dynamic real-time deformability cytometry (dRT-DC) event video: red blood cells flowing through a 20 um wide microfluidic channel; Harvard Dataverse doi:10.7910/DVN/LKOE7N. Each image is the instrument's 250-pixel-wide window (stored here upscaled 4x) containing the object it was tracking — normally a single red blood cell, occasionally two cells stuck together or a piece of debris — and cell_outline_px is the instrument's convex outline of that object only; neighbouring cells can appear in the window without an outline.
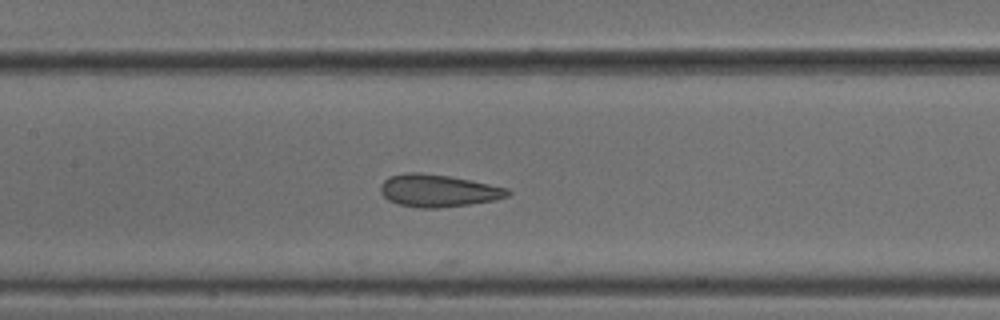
{"species": "common noctule bat (a hibernating species)", "species_latin": "Nyctalus noctula", "temperature_condition": "cold", "stored_images_in_passage": 15, "camera_frame_rate_fps": 3000, "um_per_image_px": 0.085, "animal": {"sex": "male", "body_mass_g": 18.8}, "frame": {"image": 1, "passage_image": 13, "time_ms": 4.0, "image_size_px": [1000, 320], "cell_outline_px": [[512, 192], [508, 196], [496, 200], [468, 204], [436, 208], [420, 208], [400, 204], [388, 200], [380, 192], [380, 184], [388, 176], [404, 172], [420, 172], [448, 176], [472, 180], [508, 188]], "centroid_in_image_um": [37.23, 16.19], "position_along_channel_um": 170.2, "area_um2": 24.1}}